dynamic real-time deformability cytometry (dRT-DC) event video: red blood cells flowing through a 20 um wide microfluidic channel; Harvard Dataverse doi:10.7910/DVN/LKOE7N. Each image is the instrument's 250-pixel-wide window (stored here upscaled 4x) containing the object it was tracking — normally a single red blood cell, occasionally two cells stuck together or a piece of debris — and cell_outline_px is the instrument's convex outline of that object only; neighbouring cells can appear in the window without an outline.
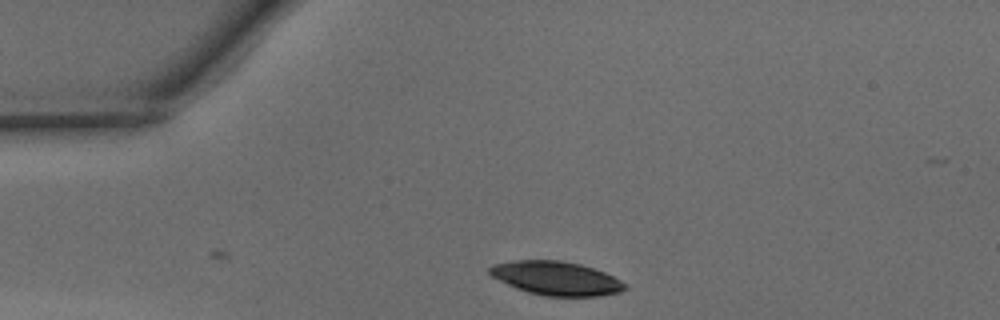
{"species": "common noctule bat (a hibernating species)", "species_latin": "Nyctalus noctula", "temperature_condition": "warm", "stored_images_in_passage": 29, "camera_frame_rate_fps": 3000, "um_per_image_px": 0.085, "animal": {"sex": "male", "body_mass_g": 15.6}, "frame": {"image": 1, "passage_image": 1, "time_ms": 0.0, "image_size_px": [1000, 320], "cell_outline_px": [[628, 288], [620, 292], [600, 296], [544, 296], [528, 292], [516, 288], [492, 276], [488, 272], [488, 268], [492, 264], [512, 260], [560, 260], [580, 264], [604, 272], [628, 284]], "centroid_in_image_um": [47.28, 23.65], "position_along_channel_um": 37.7, "area_um2": 26.7}}
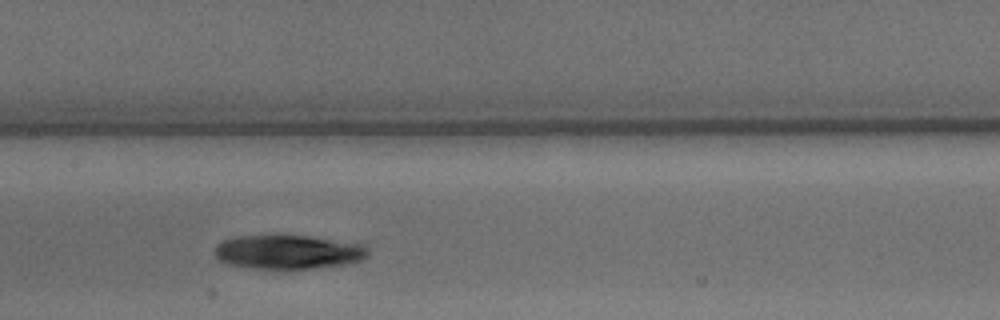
{"frame": {"image": 2, "passage_image": 14, "time_ms": 4.333, "image_size_px": [1000, 320], "cell_outline_px": [[368, 256], [352, 264], [312, 268], [252, 268], [228, 264], [220, 260], [212, 252], [216, 244], [224, 240], [236, 236], [308, 236], [364, 244], [368, 248]], "centroid_in_image_um": [24.51, 21.42], "position_along_channel_um": 182.9, "area_um2": 30.4}}
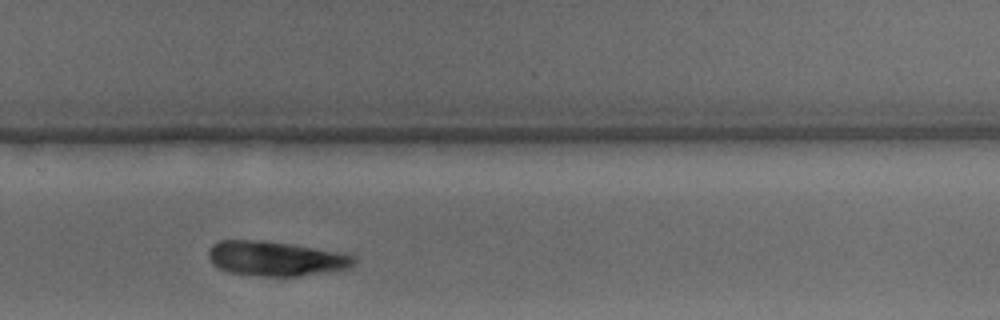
{"frame": {"image": 3, "passage_image": 23, "time_ms": 7.333, "image_size_px": [1000, 320], "cell_outline_px": [[356, 264], [352, 268], [296, 276], [260, 276], [228, 272], [212, 264], [208, 256], [208, 252], [212, 244], [220, 240], [260, 240], [292, 244], [352, 252], [356, 256]], "centroid_in_image_um": [23.54, 21.96], "position_along_channel_um": 306.3, "area_um2": 30.06}}